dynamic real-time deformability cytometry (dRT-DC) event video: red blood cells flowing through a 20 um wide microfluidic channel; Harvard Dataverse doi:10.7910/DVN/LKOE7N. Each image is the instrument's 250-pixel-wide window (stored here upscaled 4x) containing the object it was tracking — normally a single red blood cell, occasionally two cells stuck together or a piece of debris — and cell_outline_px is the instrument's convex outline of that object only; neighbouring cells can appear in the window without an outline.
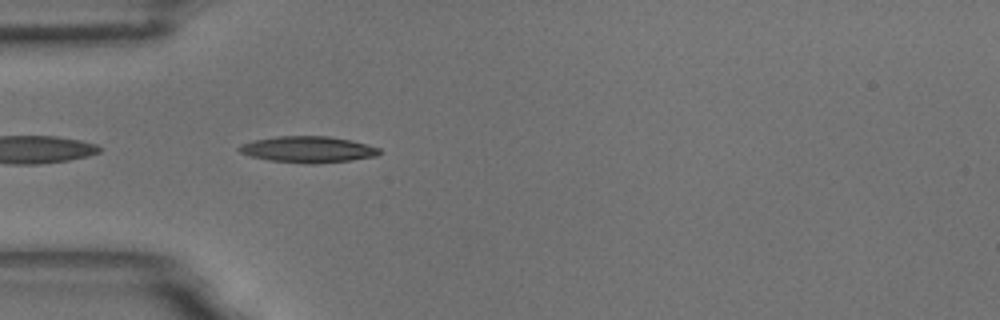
{"species": "common noctule bat (a hibernating species)", "species_latin": "Nyctalus noctula", "temperature_condition": "room temperature", "stored_images_in_passage": 9, "camera_frame_rate_fps": 3000, "um_per_image_px": 0.085, "animal": {"sex": "male", "body_mass_g": 18.8}, "frame": {"image": 1, "passage_image": 2, "time_ms": 0.333, "image_size_px": [1000, 320], "cell_outline_px": [[380, 152], [376, 156], [352, 160], [312, 164], [304, 164], [268, 160], [252, 156], [240, 152], [236, 148], [240, 144], [256, 140], [276, 136], [328, 136], [348, 140], [380, 148]], "centroid_in_image_um": [26.14, 12.71], "position_along_channel_um": 58.9, "area_um2": 21.33}}